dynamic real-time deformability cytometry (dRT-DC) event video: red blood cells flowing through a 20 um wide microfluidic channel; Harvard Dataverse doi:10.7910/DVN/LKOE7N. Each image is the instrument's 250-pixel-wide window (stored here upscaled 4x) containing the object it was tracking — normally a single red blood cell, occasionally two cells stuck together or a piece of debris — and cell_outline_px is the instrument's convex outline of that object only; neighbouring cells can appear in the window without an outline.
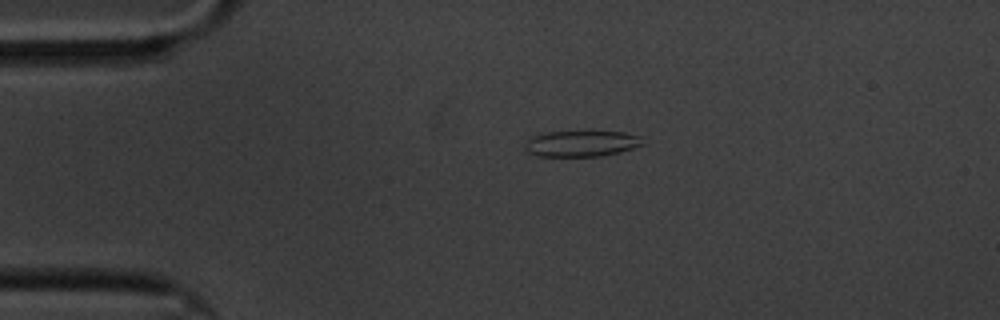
{"species": "common noctule bat (a hibernating species)", "species_latin": "Nyctalus noctula", "temperature_condition": "cold", "stored_images_in_passage": 55, "camera_frame_rate_fps": 3000, "um_per_image_px": 0.085, "animal": {"sex": "male", "body_mass_g": 20.1, "forearm_length_mm": 53.5}, "frame": {"image": 1, "passage_image": 8, "time_ms": 2.333, "image_size_px": [1000, 320], "cell_outline_px": [[644, 144], [620, 152], [600, 156], [536, 156], [528, 152], [524, 148], [524, 144], [532, 136], [548, 132], [624, 132], [640, 136]], "centroid_in_image_um": [49.4, 12.21], "position_along_channel_um": 35.6, "area_um2": 17.69}}
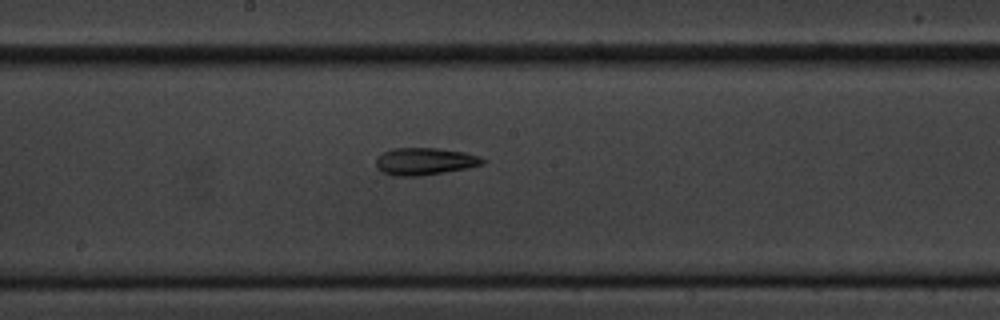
{"frame": {"image": 2, "passage_image": 27, "time_ms": 8.667, "image_size_px": [1000, 320], "cell_outline_px": [[488, 160], [484, 164], [468, 168], [420, 176], [392, 176], [376, 168], [376, 156], [380, 152], [392, 148], [436, 148], [464, 152], [480, 156]], "centroid_in_image_um": [36.09, 13.71], "position_along_channel_um": 212.1, "area_um2": 17.22}}
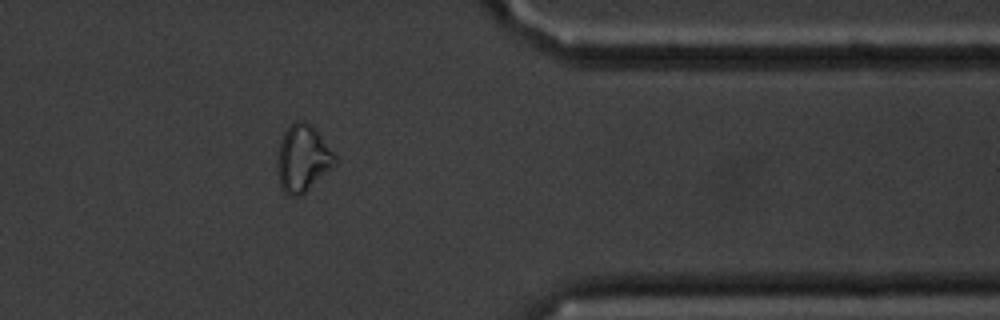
{"frame": {"image": 3, "passage_image": 44, "time_ms": 14.333, "image_size_px": [1000, 320], "cell_outline_px": [[336, 164], [300, 196], [288, 196], [280, 188], [276, 168], [276, 164], [280, 144], [284, 132], [296, 120], [304, 120], [312, 124], [336, 156]], "centroid_in_image_um": [25.71, 13.47], "position_along_channel_um": 385.7, "area_um2": 22.43}, "authors_computed_cell_mechanics": {"area_um2": 17.6868, "velocity_mm_per_s": 3.3263, "shape_relaxation_time_tau1_ms": null, "shape_relaxation_time_tau2_ms": 6.3654, "deformation_change_tau1": null, "deformation_change_tau2": 0.1605}}